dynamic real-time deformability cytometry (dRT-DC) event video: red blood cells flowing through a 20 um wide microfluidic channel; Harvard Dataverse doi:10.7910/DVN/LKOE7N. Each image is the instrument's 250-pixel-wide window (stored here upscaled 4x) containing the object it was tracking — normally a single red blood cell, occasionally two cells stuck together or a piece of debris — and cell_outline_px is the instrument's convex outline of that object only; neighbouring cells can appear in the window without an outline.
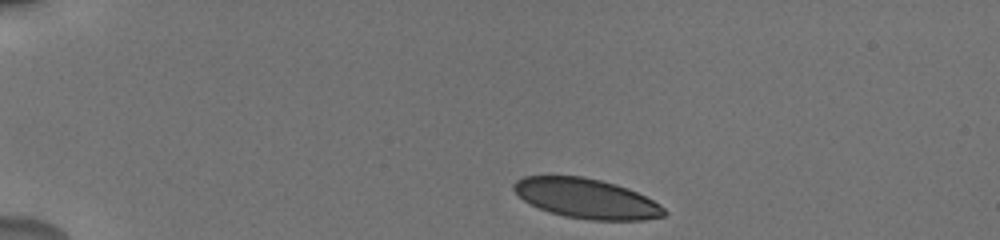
{"species": "human", "species_latin": "Homo sapiens", "temperature_condition": "cold", "stored_images_in_passage": 7, "camera_frame_rate_fps": 3000, "um_per_image_px": 0.085, "donor": {"sex": "male"}, "frame": {"image": 1, "passage_image": 1, "time_ms": 0.0, "image_size_px": [1000, 240], "cell_outline_px": [[668, 212], [664, 216], [644, 220], [592, 220], [564, 216], [548, 212], [524, 200], [512, 188], [512, 184], [516, 180], [524, 176], [584, 176], [616, 184], [628, 188], [660, 204]], "centroid_in_image_um": [49.86, 16.87], "position_along_channel_um": 35.1, "area_um2": 34.8}}
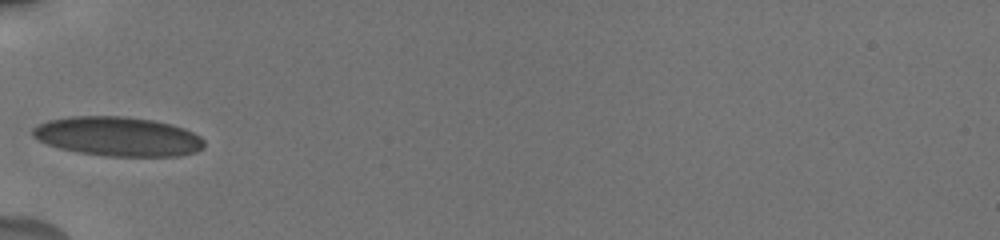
{"frame": {"image": 2, "passage_image": 5, "time_ms": 3.0, "image_size_px": [1000, 240], "cell_outline_px": [[204, 148], [196, 152], [180, 156], [108, 156], [80, 152], [60, 148], [48, 144], [32, 136], [32, 128], [48, 120], [72, 116], [124, 116], [152, 120], [172, 124], [184, 128], [200, 136], [204, 140]], "centroid_in_image_um": [10.06, 11.6], "position_along_channel_um": 74.9, "area_um2": 39.25}}